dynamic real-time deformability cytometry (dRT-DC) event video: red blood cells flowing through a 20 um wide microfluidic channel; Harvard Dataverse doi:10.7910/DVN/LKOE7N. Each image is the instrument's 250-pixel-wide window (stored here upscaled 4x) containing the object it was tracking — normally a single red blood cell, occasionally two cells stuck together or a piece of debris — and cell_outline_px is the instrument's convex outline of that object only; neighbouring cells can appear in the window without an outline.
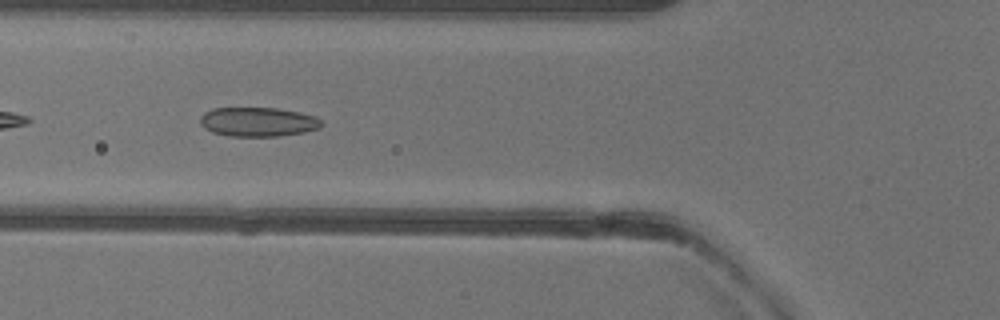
{"species": "common noctule bat (a hibernating species)", "species_latin": "Nyctalus noctula", "temperature_condition": "warm", "stored_images_in_passage": 34, "camera_frame_rate_fps": 3000, "um_per_image_px": 0.085, "animal": {"sex": "female"}, "frame": {"image": 1, "passage_image": 5, "time_ms": 1.333, "image_size_px": [1000, 320], "cell_outline_px": [[324, 124], [320, 128], [304, 132], [280, 136], [228, 136], [212, 132], [204, 128], [200, 124], [200, 116], [204, 112], [212, 108], [276, 108], [300, 112], [316, 116]], "centroid_in_image_um": [21.93, 10.36], "position_along_channel_um": 103.9, "area_um2": 20.87}}
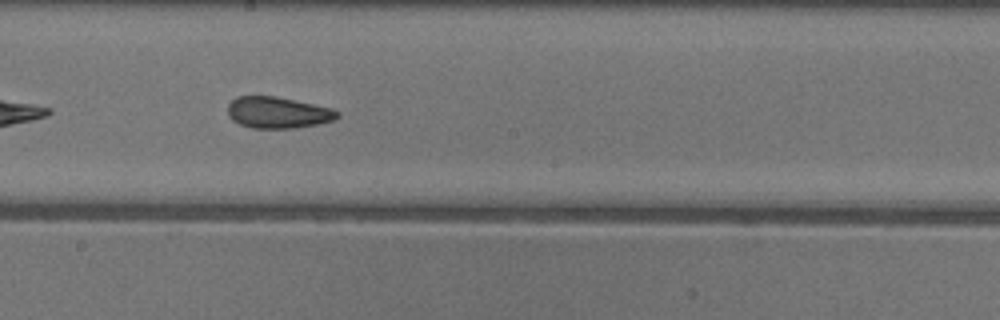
{"frame": {"image": 2, "passage_image": 14, "time_ms": 4.333, "image_size_px": [1000, 320], "cell_outline_px": [[340, 116], [336, 120], [296, 128], [252, 128], [240, 124], [232, 120], [228, 116], [228, 104], [236, 96], [276, 96], [332, 108], [340, 112]], "centroid_in_image_um": [23.63, 9.57], "position_along_channel_um": 224.6, "area_um2": 20.17}}
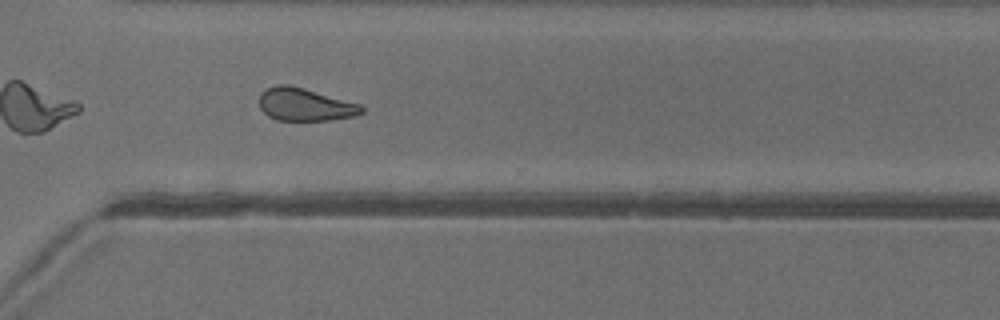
{"frame": {"image": 3, "passage_image": 23, "time_ms": 7.333, "image_size_px": [1000, 320], "cell_outline_px": [[364, 112], [356, 116], [332, 120], [276, 120], [268, 116], [260, 108], [260, 96], [268, 88], [276, 84], [288, 84], [304, 88], [360, 104], [364, 108]], "centroid_in_image_um": [25.95, 8.89], "position_along_channel_um": 344.7, "area_um2": 19.48}, "authors_computed_cell_mechanics": {"area_um2": 19.8543, "velocity_mm_per_s": 4.0137, "shape_relaxation_time_tau1_ms": null, "shape_relaxation_time_tau2_ms": 1.7868, "deformation_change_tau1": null, "deformation_change_tau2": 0.0843}}